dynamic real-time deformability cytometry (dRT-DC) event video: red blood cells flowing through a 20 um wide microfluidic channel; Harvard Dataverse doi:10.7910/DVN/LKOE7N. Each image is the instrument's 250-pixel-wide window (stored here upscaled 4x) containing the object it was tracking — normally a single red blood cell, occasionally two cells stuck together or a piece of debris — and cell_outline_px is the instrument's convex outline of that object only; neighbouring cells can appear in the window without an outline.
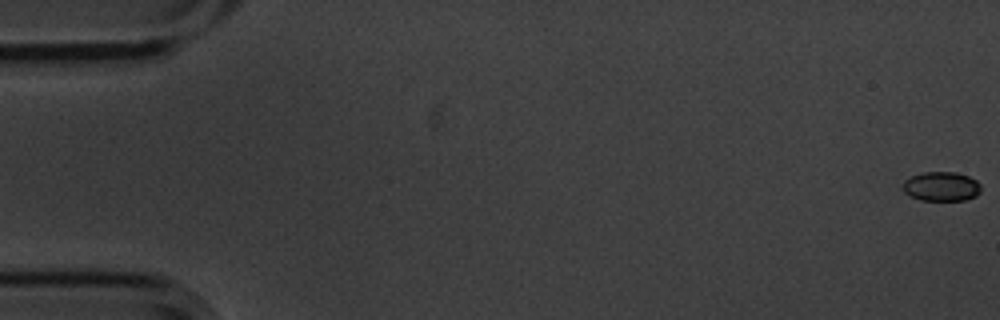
{"species": "common noctule bat (a hibernating species)", "species_latin": "Nyctalus noctula", "temperature_condition": "cold", "stored_images_in_passage": 4, "camera_frame_rate_fps": 3000, "um_per_image_px": 0.085, "animal": {"sex": "male", "body_mass_g": 20.1, "forearm_length_mm": 53.5}, "frame": {"image": 1, "passage_image": 1, "time_ms": 0.0, "image_size_px": [1000, 320], "cell_outline_px": [[980, 192], [976, 196], [964, 200], [920, 200], [904, 192], [904, 180], [912, 176], [924, 172], [956, 172], [968, 176], [976, 180], [980, 184]], "centroid_in_image_um": [80.04, 15.84], "position_along_channel_um": 5.0, "area_um2": 13.24}}